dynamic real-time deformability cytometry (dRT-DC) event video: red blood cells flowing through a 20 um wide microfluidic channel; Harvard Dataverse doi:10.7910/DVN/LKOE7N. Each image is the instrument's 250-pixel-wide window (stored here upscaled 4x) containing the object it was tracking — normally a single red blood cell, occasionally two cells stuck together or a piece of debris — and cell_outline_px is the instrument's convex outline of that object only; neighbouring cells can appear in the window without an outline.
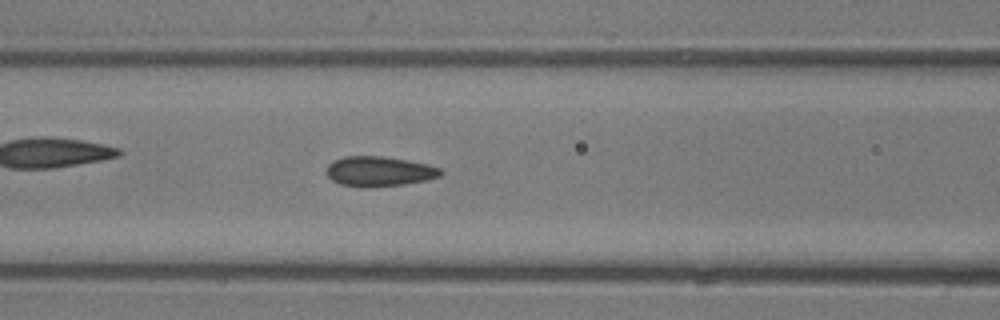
{"species": "common noctule bat (a hibernating species)", "species_latin": "Nyctalus noctula", "temperature_condition": "room temperature", "stored_images_in_passage": 47, "camera_frame_rate_fps": 3000, "um_per_image_px": 0.085, "animal": {"sex": "male", "body_mass_g": 13.3}, "frame": {"image": 1, "passage_image": 19, "time_ms": 6.0, "image_size_px": [1000, 320], "cell_outline_px": [[444, 172], [440, 176], [428, 180], [404, 184], [360, 188], [340, 184], [332, 180], [328, 176], [328, 164], [332, 160], [344, 156], [384, 156], [428, 164], [440, 168]], "centroid_in_image_um": [32.24, 14.57], "position_along_channel_um": 134.4, "area_um2": 20.06}}
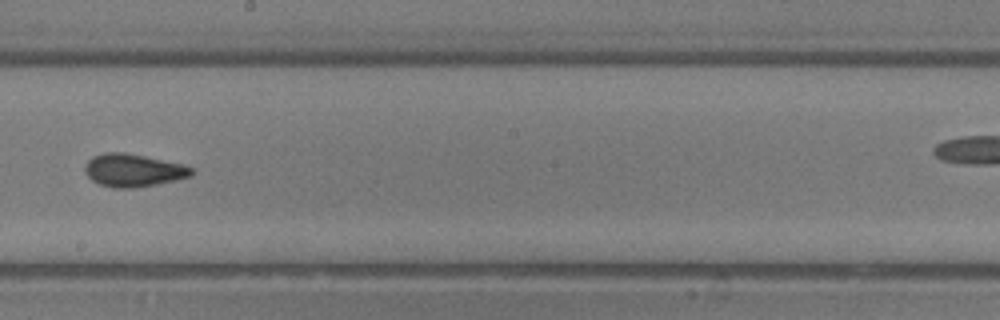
{"frame": {"image": 2, "passage_image": 26, "time_ms": 8.333, "image_size_px": [1000, 320], "cell_outline_px": [[196, 172], [192, 176], [156, 184], [132, 188], [112, 188], [100, 184], [92, 180], [84, 172], [84, 168], [88, 160], [92, 156], [104, 152], [124, 152], [184, 164], [192, 168]], "centroid_in_image_um": [11.33, 14.47], "position_along_channel_um": 236.9, "area_um2": 20.46}}
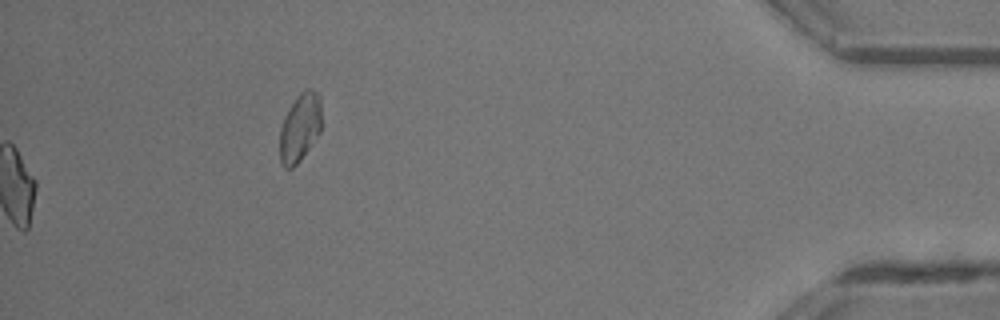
{"frame": {"image": 3, "passage_image": 47, "time_ms": 15.333, "image_size_px": [1000, 320], "cell_outline_px": [[320, 132], [300, 160], [292, 168], [284, 168], [280, 160], [280, 128], [284, 116], [288, 108], [296, 96], [304, 88], [312, 88], [320, 92]], "centroid_in_image_um": [25.49, 10.78], "position_along_channel_um": 409.7, "area_um2": 16.76}, "authors_computed_cell_mechanics": {"area_um2": 19.4208, "velocity_mm_per_s": 4.4008, "shape_relaxation_time_tau1_ms": null, "shape_relaxation_time_tau2_ms": 1.5955, "deformation_change_tau1": null, "deformation_change_tau2": 0.073}}